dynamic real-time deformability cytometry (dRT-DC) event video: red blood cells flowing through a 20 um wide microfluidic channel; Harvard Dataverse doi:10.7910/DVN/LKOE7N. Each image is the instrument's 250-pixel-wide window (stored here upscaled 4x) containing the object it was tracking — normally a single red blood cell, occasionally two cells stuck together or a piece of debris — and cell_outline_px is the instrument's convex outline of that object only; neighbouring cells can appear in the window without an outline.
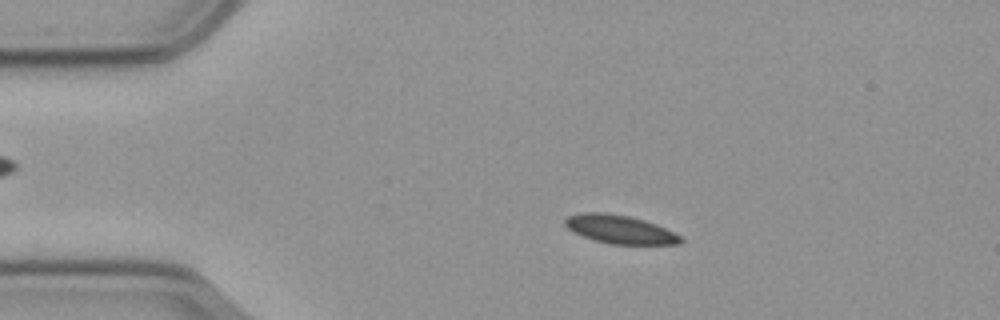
{"species": "common noctule bat (a hibernating species)", "species_latin": "Nyctalus noctula", "temperature_condition": "cold", "stored_images_in_passage": 57, "camera_frame_rate_fps": 3000, "um_per_image_px": 0.085, "animal": {"sex": "male", "body_mass_g": 23.1, "forearm_length_mm": 52.7}, "frame": {"image": 1, "passage_image": 11, "time_ms": 3.333, "image_size_px": [1000, 320], "cell_outline_px": [[684, 240], [680, 244], [612, 244], [592, 240], [572, 232], [564, 224], [564, 220], [568, 216], [580, 212], [604, 212], [628, 216], [644, 220], [656, 224], [680, 236]], "centroid_in_image_um": [52.64, 19.49], "position_along_channel_um": 32.4, "area_um2": 19.19}}
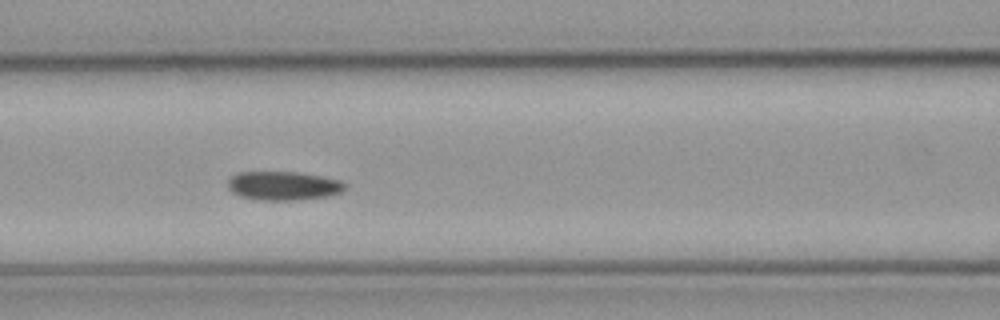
{"frame": {"image": 2, "passage_image": 24, "time_ms": 7.667, "image_size_px": [1000, 320], "cell_outline_px": [[348, 188], [344, 192], [328, 196], [296, 200], [256, 200], [240, 196], [232, 192], [228, 188], [228, 180], [232, 176], [240, 172], [300, 172], [340, 180], [348, 184]], "centroid_in_image_um": [24.14, 15.79], "position_along_channel_um": 142.5, "area_um2": 19.94}}
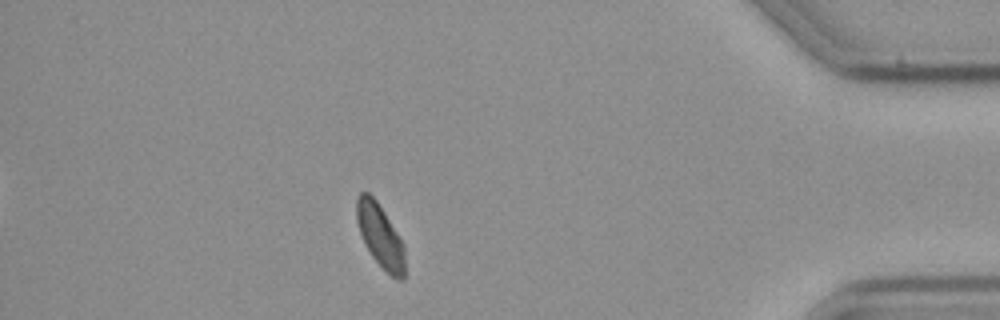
{"frame": {"image": 3, "passage_image": 50, "time_ms": 16.333, "image_size_px": [1000, 320], "cell_outline_px": [[404, 280], [396, 280], [372, 256], [364, 244], [356, 220], [356, 200], [360, 192], [368, 192], [376, 200], [400, 236], [404, 248]], "centroid_in_image_um": [32.31, 20.03], "position_along_channel_um": 402.9, "area_um2": 17.63}, "authors_computed_cell_mechanics": {"area_um2": 19.1896, "velocity_mm_per_s": 3.5678, "shape_relaxation_time_tau1_ms": 7.077, "shape_relaxation_time_tau2_ms": null, "deformation_change_tau1": 0.0896, "deformation_change_tau2": null}}